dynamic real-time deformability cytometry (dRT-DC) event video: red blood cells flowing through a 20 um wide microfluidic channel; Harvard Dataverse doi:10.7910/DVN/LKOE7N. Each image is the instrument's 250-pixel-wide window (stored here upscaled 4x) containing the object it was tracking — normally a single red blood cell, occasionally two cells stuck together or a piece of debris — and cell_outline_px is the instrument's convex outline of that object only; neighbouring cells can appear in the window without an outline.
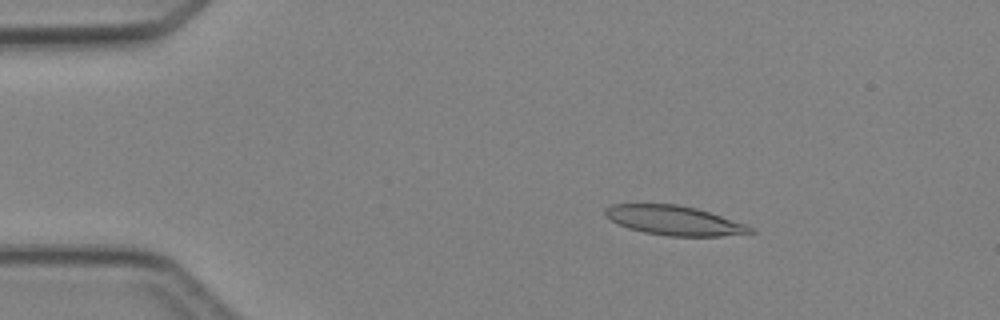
{"species": "Egyptian fruit bat (a non-hibernating species)", "species_latin": "Rousettus aegyptiacus", "temperature_condition": "cold", "stored_images_in_passage": 4, "camera_frame_rate_fps": 3000, "um_per_image_px": 0.085, "animal": {"sex": "female"}, "frame": {"image": 1, "passage_image": 3, "time_ms": 2.333, "image_size_px": [1000, 320], "cell_outline_px": [[756, 232], [720, 236], [668, 236], [644, 232], [628, 228], [604, 216], [604, 208], [612, 204], [676, 204], [696, 208], [744, 224], [752, 228]], "centroid_in_image_um": [57.25, 18.73], "position_along_channel_um": 27.7, "area_um2": 24.57}}